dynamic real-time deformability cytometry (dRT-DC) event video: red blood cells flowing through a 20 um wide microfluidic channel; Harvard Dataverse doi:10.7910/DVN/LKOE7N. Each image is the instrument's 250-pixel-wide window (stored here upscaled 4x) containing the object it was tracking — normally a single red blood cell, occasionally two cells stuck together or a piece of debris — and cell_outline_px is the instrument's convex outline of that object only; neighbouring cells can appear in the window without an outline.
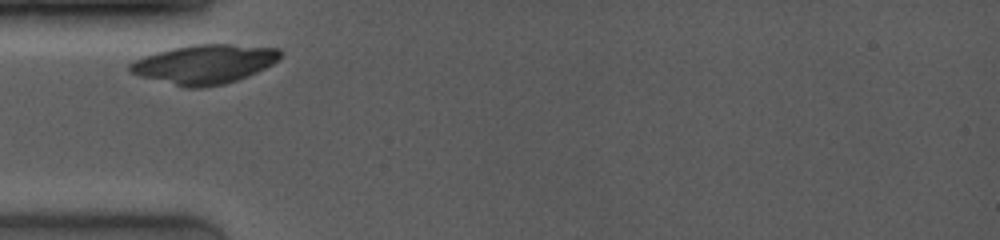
{"species": "common noctule bat (a hibernating species)", "species_latin": "Nyctalus noctula", "temperature_condition": "room temperature", "stored_images_in_passage": 8, "camera_frame_rate_fps": 4000, "um_per_image_px": 0.085, "animal": {"sex": "female", "body_mass_g": 19.0, "forearm_length_mm": 53.3}, "frame": {"image": 1, "passage_image": 1, "time_ms": 0.0, "image_size_px": [1000, 240], "cell_outline_px": [[284, 52], [272, 64], [248, 76], [224, 84], [204, 88], [184, 88], [140, 76], [128, 72], [128, 64], [144, 56], [156, 52], [172, 48], [196, 44], [228, 44], [280, 48]], "centroid_in_image_um": [17.36, 5.46], "position_along_channel_um": 67.6, "area_um2": 34.39}}